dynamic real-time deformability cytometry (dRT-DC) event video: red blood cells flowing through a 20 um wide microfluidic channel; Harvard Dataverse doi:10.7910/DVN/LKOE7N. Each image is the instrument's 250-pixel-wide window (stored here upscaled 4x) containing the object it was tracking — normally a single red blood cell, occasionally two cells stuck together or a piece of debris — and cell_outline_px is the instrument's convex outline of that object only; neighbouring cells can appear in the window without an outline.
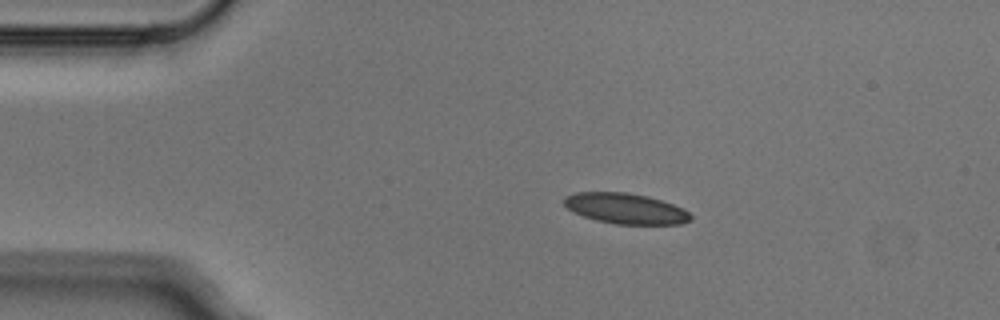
{"species": "Egyptian fruit bat (a non-hibernating species)", "species_latin": "Rousettus aegyptiacus", "temperature_condition": "cold", "stored_images_in_passage": 5, "camera_frame_rate_fps": 3000, "um_per_image_px": 0.085, "animal": {"sex": "male"}, "frame": {"image": 1, "passage_image": 2, "time_ms": 0.333, "image_size_px": [1000, 320], "cell_outline_px": [[692, 220], [680, 224], [616, 224], [596, 220], [572, 212], [564, 204], [564, 196], [576, 192], [624, 192], [648, 196], [684, 208], [692, 216]], "centroid_in_image_um": [53.17, 17.72], "position_along_channel_um": 31.8, "area_um2": 22.54}}
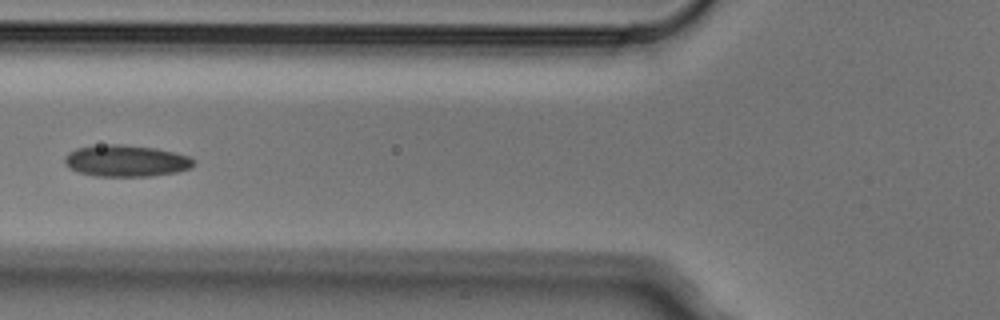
{"frame": {"image": 2, "passage_image": 5, "time_ms": 1.333, "image_size_px": [1000, 320], "cell_outline_px": [[196, 160], [192, 168], [176, 172], [152, 176], [96, 176], [80, 172], [68, 168], [64, 164], [64, 156], [68, 152], [76, 148], [108, 144], [120, 144], [156, 148], [188, 156]], "centroid_in_image_um": [10.71, 13.67], "position_along_channel_um": 115.1, "area_um2": 23.81}}